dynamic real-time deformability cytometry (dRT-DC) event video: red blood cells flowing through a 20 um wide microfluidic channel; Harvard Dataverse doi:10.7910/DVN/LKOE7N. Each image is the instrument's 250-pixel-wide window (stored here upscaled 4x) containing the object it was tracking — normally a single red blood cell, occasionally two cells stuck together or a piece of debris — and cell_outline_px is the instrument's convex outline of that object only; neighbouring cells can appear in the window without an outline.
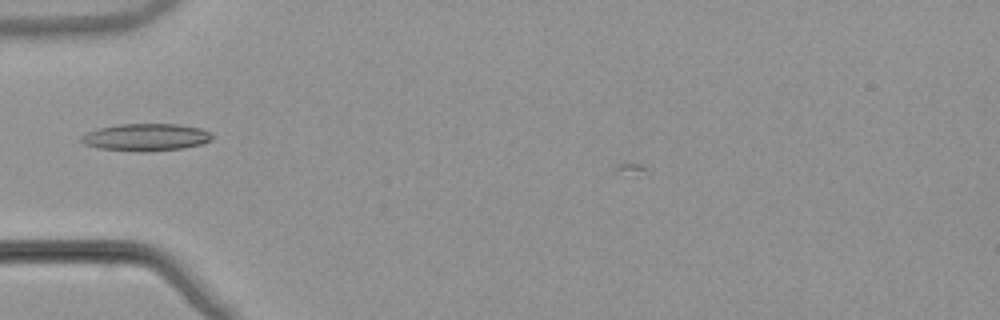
{"species": "common noctule bat (a hibernating species)", "species_latin": "Nyctalus noctula", "temperature_condition": "warm", "stored_images_in_passage": 31, "camera_frame_rate_fps": 3000, "um_per_image_px": 0.085, "animal": {"sex": "male", "body_mass_g": 21.5, "forearm_length_mm": 52.0}, "frame": {"image": 1, "passage_image": 1, "time_ms": 0.0, "image_size_px": [1000, 320], "cell_outline_px": [[212, 140], [200, 144], [184, 148], [100, 148], [84, 144], [80, 140], [80, 136], [84, 132], [96, 128], [120, 124], [176, 124], [200, 128], [212, 132]], "centroid_in_image_um": [12.39, 11.59], "position_along_channel_um": 72.6, "area_um2": 19.71}}
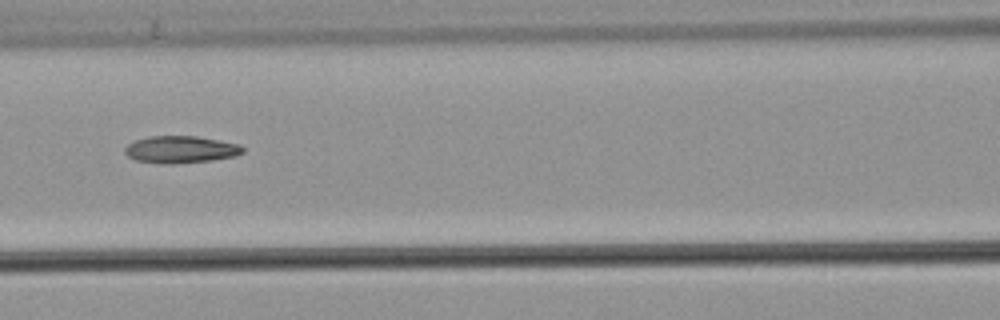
{"frame": {"image": 2, "passage_image": 7, "time_ms": 2.0, "image_size_px": [1000, 320], "cell_outline_px": [[244, 152], [236, 156], [212, 160], [172, 164], [168, 164], [136, 160], [128, 156], [124, 152], [124, 148], [128, 144], [136, 140], [148, 136], [196, 136], [220, 140], [240, 144], [244, 148]], "centroid_in_image_um": [15.38, 12.7], "position_along_channel_um": 151.2, "area_um2": 18.67}}
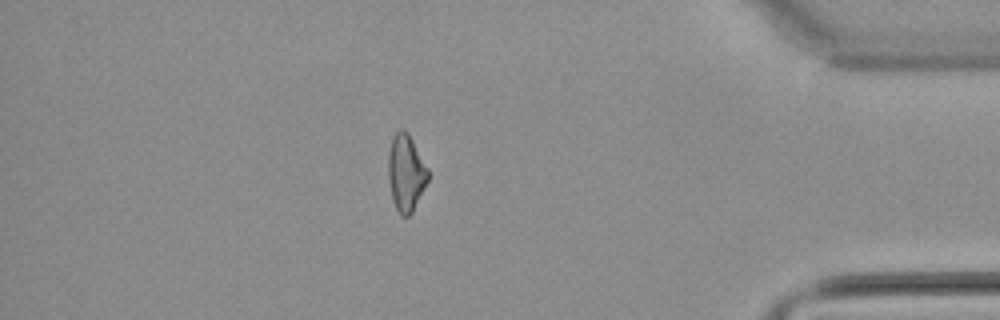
{"frame": {"image": 3, "passage_image": 29, "time_ms": 9.333, "image_size_px": [1000, 320], "cell_outline_px": [[428, 180], [412, 212], [408, 216], [400, 216], [392, 200], [388, 176], [388, 152], [392, 136], [400, 128], [404, 128], [408, 132], [428, 168]], "centroid_in_image_um": [34.49, 14.66], "position_along_channel_um": 400.7, "area_um2": 17.86}}